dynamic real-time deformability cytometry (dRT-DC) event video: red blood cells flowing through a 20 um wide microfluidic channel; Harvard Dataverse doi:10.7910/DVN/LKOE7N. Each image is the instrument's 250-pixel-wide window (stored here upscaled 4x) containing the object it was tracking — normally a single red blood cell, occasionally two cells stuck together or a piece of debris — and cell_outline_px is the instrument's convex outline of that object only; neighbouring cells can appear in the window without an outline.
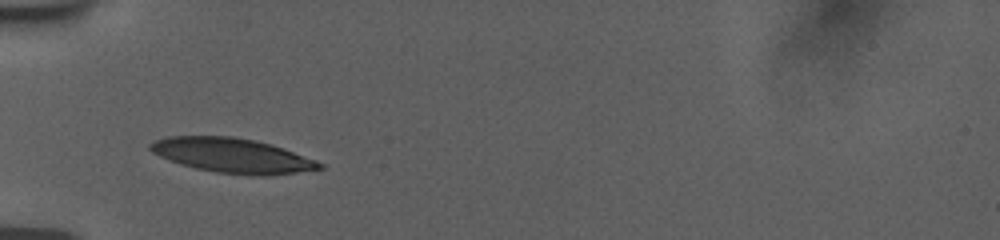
{"species": "human", "species_latin": "Homo sapiens", "temperature_condition": "room temperature", "stored_images_in_passage": 25, "camera_frame_rate_fps": 3000, "um_per_image_px": 0.085, "donor": {"sex": "female"}, "frame": {"image": 1, "passage_image": 1, "time_ms": 0.0, "image_size_px": [1000, 240], "cell_outline_px": [[324, 168], [296, 172], [264, 176], [252, 176], [216, 172], [196, 168], [180, 164], [168, 160], [152, 152], [148, 148], [148, 144], [156, 140], [168, 136], [232, 136], [256, 140], [272, 144], [284, 148], [316, 160], [324, 164]], "centroid_in_image_um": [19.74, 13.21], "position_along_channel_um": 65.3, "area_um2": 34.28}}
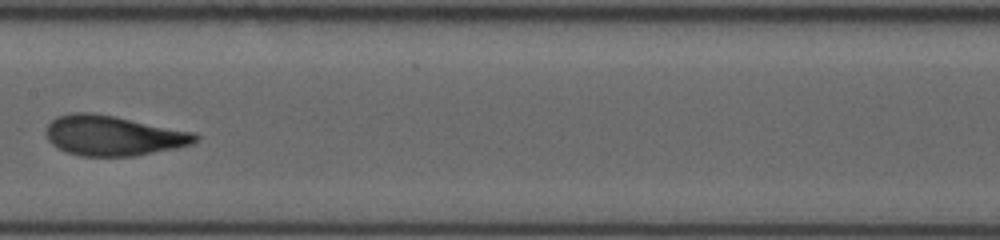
{"frame": {"image": 2, "passage_image": 15, "time_ms": 3.667, "image_size_px": [1000, 240], "cell_outline_px": [[200, 140], [192, 144], [176, 148], [136, 156], [80, 156], [56, 148], [48, 140], [44, 132], [44, 128], [56, 116], [72, 112], [92, 112], [192, 132], [200, 136]], "centroid_in_image_um": [9.57, 11.53], "position_along_channel_um": 197.8, "area_um2": 34.91}}
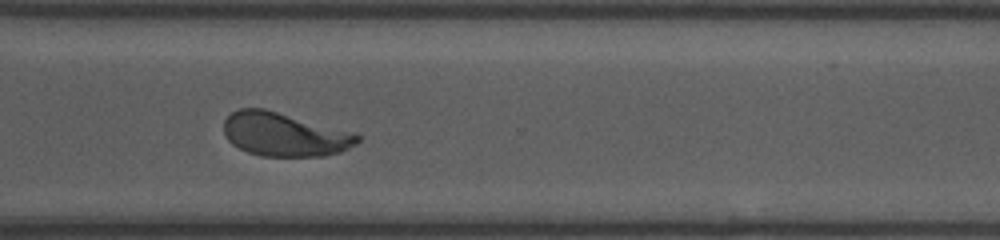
{"frame": {"image": 3, "passage_image": 24, "time_ms": 7.667, "image_size_px": [1000, 240], "cell_outline_px": [[360, 140], [356, 144], [340, 152], [324, 156], [264, 156], [248, 152], [232, 144], [228, 140], [224, 132], [224, 120], [232, 112], [240, 108], [264, 108], [360, 136]], "centroid_in_image_um": [24.1, 11.44], "position_along_channel_um": 346.5, "area_um2": 33.18}}